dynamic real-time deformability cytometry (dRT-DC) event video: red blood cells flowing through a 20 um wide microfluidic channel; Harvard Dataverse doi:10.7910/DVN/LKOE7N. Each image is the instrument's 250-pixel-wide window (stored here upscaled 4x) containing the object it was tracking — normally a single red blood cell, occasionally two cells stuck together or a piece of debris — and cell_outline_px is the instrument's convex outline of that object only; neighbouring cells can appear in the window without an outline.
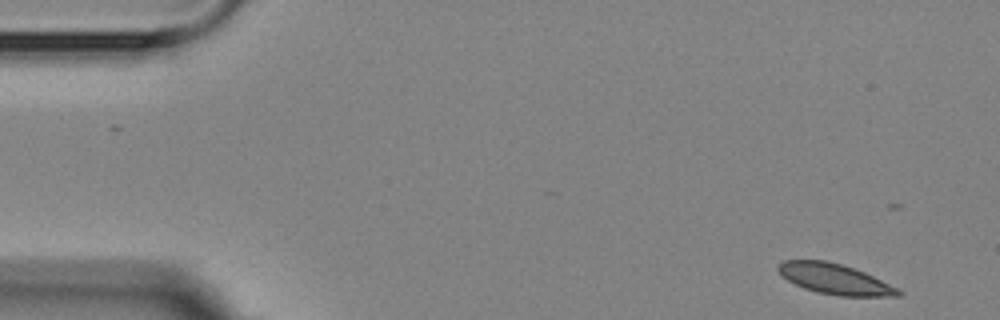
{"species": "Egyptian fruit bat (a non-hibernating species)", "species_latin": "Rousettus aegyptiacus", "temperature_condition": "room temperature", "stored_images_in_passage": 7, "camera_frame_rate_fps": 3000, "um_per_image_px": 0.085, "animal": {"sex": "female"}, "frame": {"image": 1, "passage_image": 1, "time_ms": 0.0, "image_size_px": [1000, 320], "cell_outline_px": [[904, 292], [900, 296], [840, 296], [816, 292], [804, 288], [788, 280], [776, 268], [784, 260], [824, 260], [840, 264], [864, 272]], "centroid_in_image_um": [70.95, 23.72], "position_along_channel_um": 14.1, "area_um2": 20.87}}
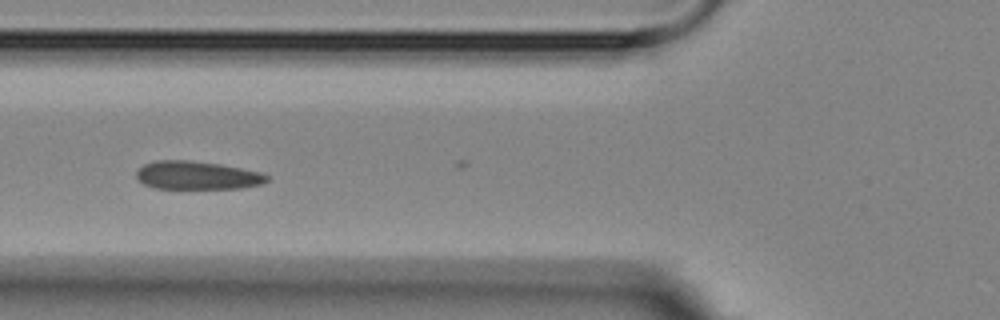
{"frame": {"image": 2, "passage_image": 6, "time_ms": 5.667, "image_size_px": [1000, 320], "cell_outline_px": [[272, 176], [264, 184], [240, 188], [156, 188], [144, 184], [136, 176], [136, 172], [144, 164], [156, 160], [192, 160], [220, 164], [260, 172]], "centroid_in_image_um": [16.79, 14.9], "position_along_channel_um": 109.0, "area_um2": 21.5}}
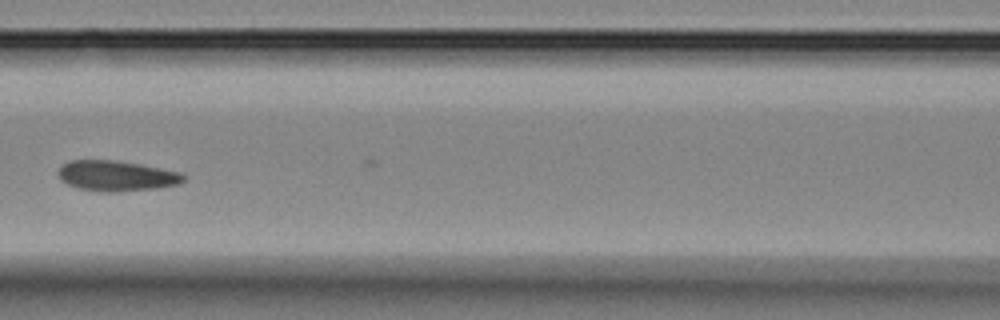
{"frame": {"image": 3, "passage_image": 7, "time_ms": 7.0, "image_size_px": [1000, 320], "cell_outline_px": [[188, 176], [184, 180], [176, 184], [156, 188], [112, 192], [104, 192], [80, 188], [68, 184], [60, 180], [60, 168], [68, 160], [112, 160], [140, 164], [180, 172]], "centroid_in_image_um": [9.92, 14.94], "position_along_channel_um": 156.7, "area_um2": 21.91}}